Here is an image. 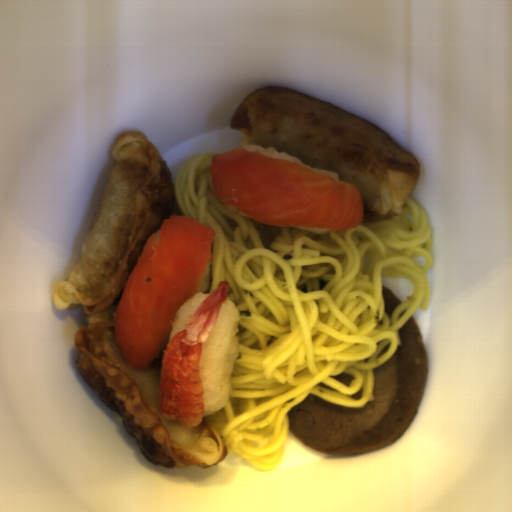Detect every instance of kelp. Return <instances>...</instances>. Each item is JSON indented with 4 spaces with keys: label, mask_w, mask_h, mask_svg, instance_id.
<instances>
[{
    "label": "kelp",
    "mask_w": 512,
    "mask_h": 512,
    "mask_svg": "<svg viewBox=\"0 0 512 512\" xmlns=\"http://www.w3.org/2000/svg\"><path fill=\"white\" fill-rule=\"evenodd\" d=\"M318 285H319V289L323 290L325 288L326 280H324L322 276H319V278H318Z\"/></svg>",
    "instance_id": "1"
},
{
    "label": "kelp",
    "mask_w": 512,
    "mask_h": 512,
    "mask_svg": "<svg viewBox=\"0 0 512 512\" xmlns=\"http://www.w3.org/2000/svg\"><path fill=\"white\" fill-rule=\"evenodd\" d=\"M239 314L242 317H249L250 318V316H251V313L247 309H242L241 311H239Z\"/></svg>",
    "instance_id": "2"
}]
</instances>
